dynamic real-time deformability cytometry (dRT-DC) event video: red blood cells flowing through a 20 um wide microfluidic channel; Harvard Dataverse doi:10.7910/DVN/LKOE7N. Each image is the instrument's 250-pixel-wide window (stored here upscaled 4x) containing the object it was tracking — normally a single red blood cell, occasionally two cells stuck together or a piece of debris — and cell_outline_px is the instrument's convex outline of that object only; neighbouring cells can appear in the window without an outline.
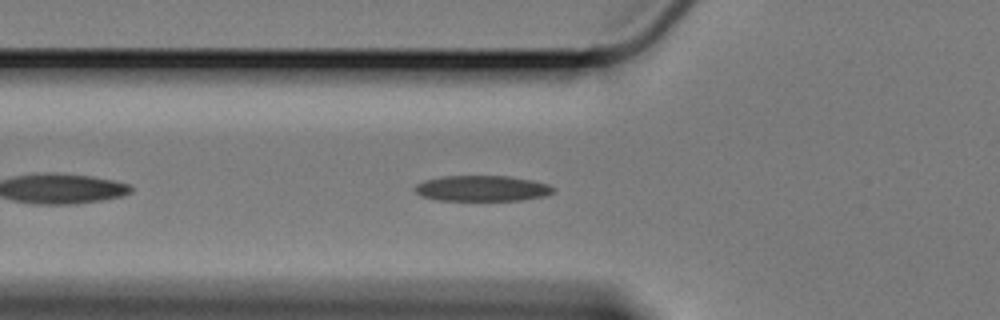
{"species": "Egyptian fruit bat (a non-hibernating species)", "species_latin": "Rousettus aegyptiacus", "temperature_condition": "cold", "stored_images_in_passage": 19, "camera_frame_rate_fps": 3000, "um_per_image_px": 0.085, "animal": {"sex": "female"}, "frame": {"image": 1, "passage_image": 7, "time_ms": 2.0, "image_size_px": [1000, 320], "cell_outline_px": [[556, 192], [544, 196], [520, 200], [440, 200], [424, 196], [416, 192], [416, 184], [424, 180], [440, 176], [508, 176], [532, 180], [548, 184], [556, 188]], "centroid_in_image_um": [41.03, 16.0], "position_along_channel_um": 84.8, "area_um2": 20.63}}
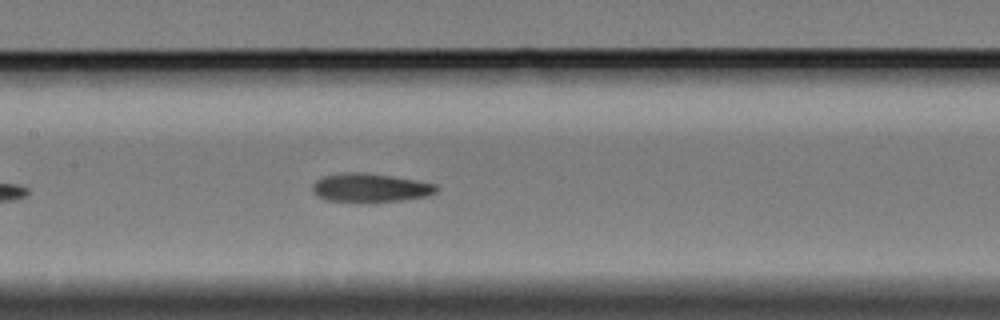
{"frame": {"image": 2, "passage_image": 15, "time_ms": 4.667, "image_size_px": [1000, 320], "cell_outline_px": [[436, 192], [424, 196], [400, 200], [328, 200], [316, 196], [312, 192], [312, 184], [316, 180], [324, 176], [344, 172], [364, 172], [392, 176], [416, 180], [436, 184]], "centroid_in_image_um": [31.42, 15.92], "position_along_channel_um": 176.0, "area_um2": 20.06}}
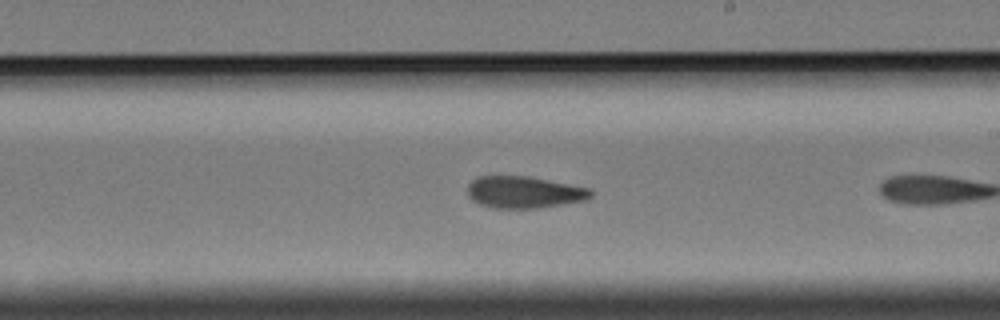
{"frame": {"image": 3, "passage_image": 18, "time_ms": 5.667, "image_size_px": [1000, 320], "cell_outline_px": [[592, 196], [588, 200], [540, 208], [492, 208], [480, 204], [472, 200], [468, 196], [468, 184], [476, 176], [528, 176], [588, 188], [592, 192]], "centroid_in_image_um": [44.53, 16.34], "position_along_channel_um": 244.5, "area_um2": 22.95}}